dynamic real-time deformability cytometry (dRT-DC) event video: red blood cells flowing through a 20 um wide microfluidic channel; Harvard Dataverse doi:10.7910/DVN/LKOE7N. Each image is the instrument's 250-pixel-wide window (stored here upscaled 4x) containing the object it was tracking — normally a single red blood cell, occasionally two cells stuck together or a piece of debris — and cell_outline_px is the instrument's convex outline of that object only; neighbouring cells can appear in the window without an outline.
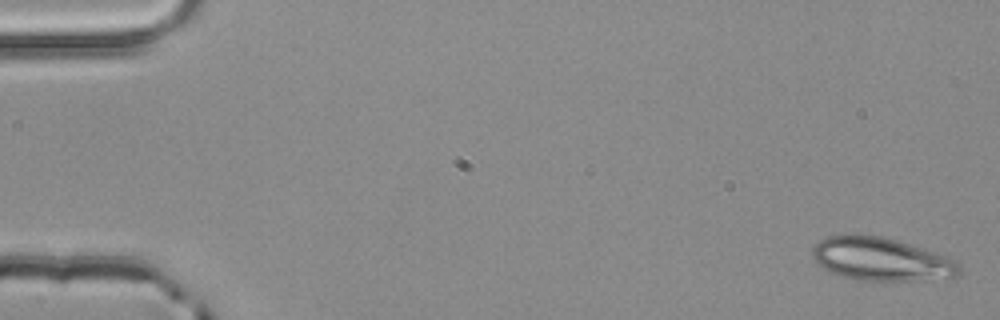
{"species": "common noctule bat (a hibernating species)", "species_latin": "Nyctalus noctula", "temperature_condition": "room temperature", "stored_images_in_passage": 4, "camera_frame_rate_fps": 3000, "um_per_image_px": 0.085, "animal": {"sex": "male", "body_mass_g": 20.4}, "frame": {"image": 1, "passage_image": 1, "time_ms": 0.0, "image_size_px": [1000, 320], "cell_outline_px": [[960, 272], [956, 276], [920, 280], [856, 280], [840, 276], [824, 268], [816, 260], [812, 252], [812, 248], [820, 240], [828, 236], [860, 232], [880, 236], [896, 240], [936, 252], [948, 256], [956, 260], [960, 268]], "centroid_in_image_um": [74.89, 22.0], "position_along_channel_um": 10.1, "area_um2": 36.99}}